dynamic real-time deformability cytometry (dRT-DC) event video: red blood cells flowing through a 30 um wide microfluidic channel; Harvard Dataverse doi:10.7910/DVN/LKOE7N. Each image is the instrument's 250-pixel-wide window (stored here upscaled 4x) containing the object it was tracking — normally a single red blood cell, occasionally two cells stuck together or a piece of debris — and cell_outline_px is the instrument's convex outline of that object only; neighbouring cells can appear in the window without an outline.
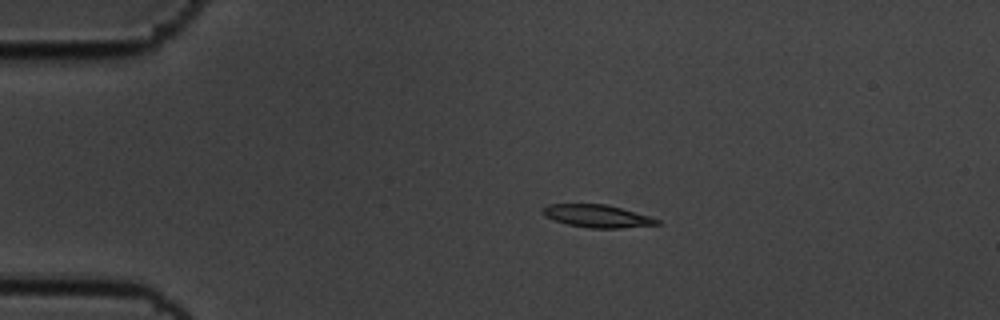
{"species": "common noctule bat (a hibernating species)", "species_latin": "Nyctalus noctula", "temperature_condition": "cold", "stored_images_in_passage": 46, "camera_frame_rate_fps": 3000, "um_per_image_px": 0.085, "animal": {"sex": "male", "body_mass_g": 19.5, "forearm_length_mm": 54.6}, "frame": {"image": 1, "passage_image": 1, "time_ms": 0.0, "image_size_px": [1000, 320], "cell_outline_px": [[660, 224], [620, 228], [588, 228], [568, 224], [544, 216], [540, 212], [548, 204], [608, 204], [652, 216], [660, 220]], "centroid_in_image_um": [50.8, 18.36], "position_along_channel_um": 34.2, "area_um2": 15.2}}
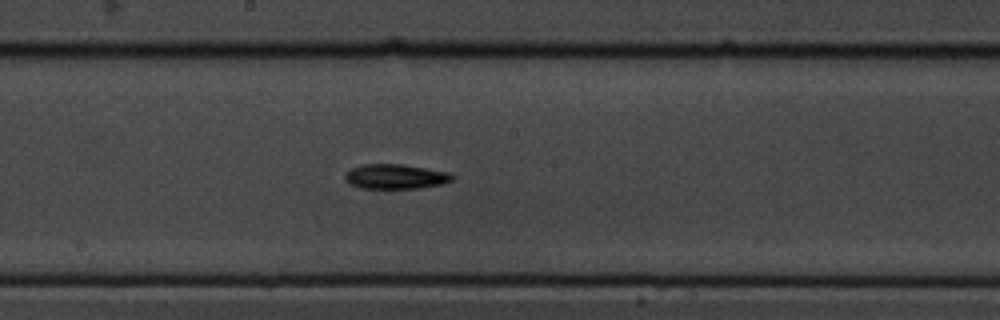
{"frame": {"image": 2, "passage_image": 20, "time_ms": 6.333, "image_size_px": [1000, 320], "cell_outline_px": [[456, 176], [452, 180], [440, 184], [420, 188], [360, 188], [348, 184], [344, 180], [344, 176], [352, 168], [360, 164], [400, 164], [448, 172]], "centroid_in_image_um": [33.58, 15.01], "position_along_channel_um": 214.6, "area_um2": 15.43}}
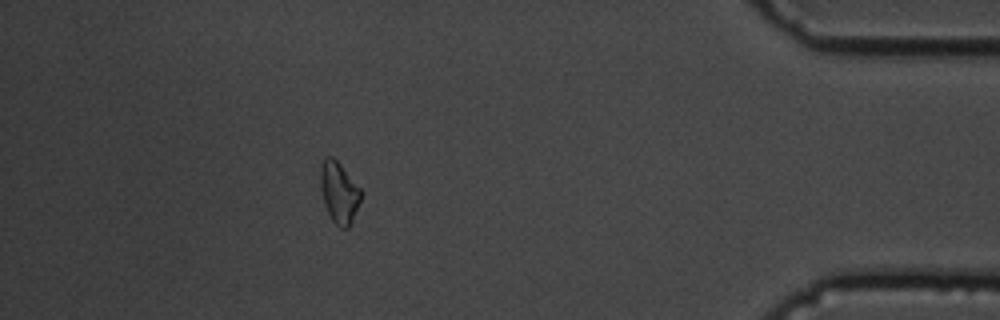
{"frame": {"image": 3, "passage_image": 40, "time_ms": 13.0, "image_size_px": [1000, 320], "cell_outline_px": [[364, 192], [352, 220], [348, 228], [340, 228], [332, 220], [324, 204], [320, 184], [320, 168], [324, 160], [328, 156], [332, 156], [340, 164]], "centroid_in_image_um": [28.83, 16.36], "position_along_channel_um": 406.4, "area_um2": 14.39}}